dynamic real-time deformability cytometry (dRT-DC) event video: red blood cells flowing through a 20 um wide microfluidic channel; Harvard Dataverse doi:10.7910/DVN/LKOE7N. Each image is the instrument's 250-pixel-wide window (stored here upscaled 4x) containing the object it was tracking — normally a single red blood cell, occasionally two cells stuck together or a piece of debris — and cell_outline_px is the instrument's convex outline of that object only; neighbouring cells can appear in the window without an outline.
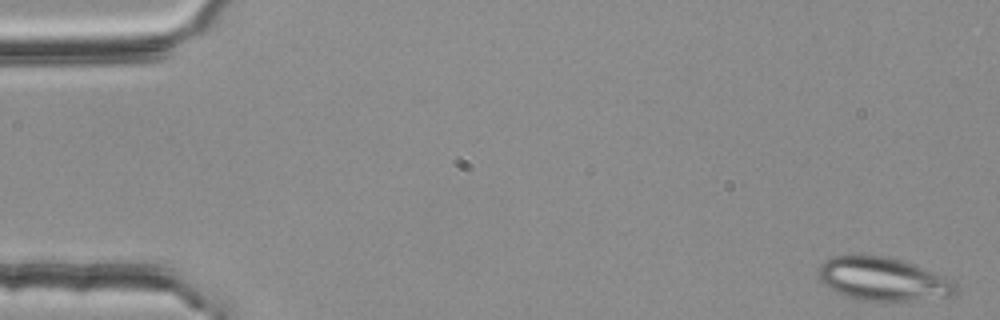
{"species": "common noctule bat (a hibernating species)", "species_latin": "Nyctalus noctula", "temperature_condition": "room temperature", "stored_images_in_passage": 10, "camera_frame_rate_fps": 3000, "um_per_image_px": 0.085, "animal": {"sex": "female", "body_mass_g": 25.1}, "frame": {"image": 1, "passage_image": 1, "time_ms": 0.0, "image_size_px": [1000, 320], "cell_outline_px": [[956, 292], [952, 296], [912, 300], [860, 300], [844, 296], [836, 292], [824, 284], [820, 280], [820, 264], [824, 260], [832, 256], [860, 252], [884, 256], [904, 260], [944, 276], [952, 280], [956, 284]], "centroid_in_image_um": [75.01, 23.67], "position_along_channel_um": 10.0, "area_um2": 35.03}}